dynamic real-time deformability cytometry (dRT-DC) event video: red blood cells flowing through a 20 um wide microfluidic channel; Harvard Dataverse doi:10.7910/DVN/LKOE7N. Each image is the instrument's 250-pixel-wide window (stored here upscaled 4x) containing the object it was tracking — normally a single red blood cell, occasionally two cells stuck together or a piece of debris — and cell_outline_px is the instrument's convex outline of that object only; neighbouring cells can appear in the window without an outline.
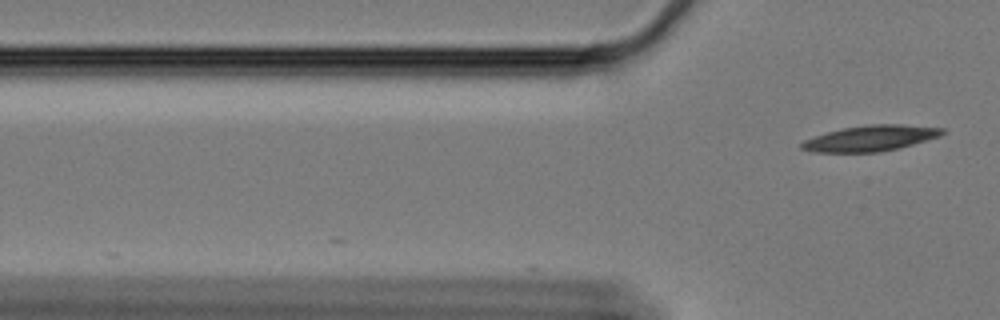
{"species": "Egyptian fruit bat (a non-hibernating species)", "species_latin": "Rousettus aegyptiacus", "temperature_condition": "cold", "stored_images_in_passage": 2, "camera_frame_rate_fps": 3000, "um_per_image_px": 0.085, "animal": {"sex": "female"}, "frame": {"image": 1, "passage_image": 2, "time_ms": 0.333, "image_size_px": [1000, 320], "cell_outline_px": [[944, 132], [940, 136], [900, 148], [880, 152], [812, 152], [800, 148], [800, 144], [804, 140], [828, 132], [844, 128], [868, 124], [900, 124], [944, 128]], "centroid_in_image_um": [74.0, 11.75], "position_along_channel_um": 51.8, "area_um2": 20.98}}